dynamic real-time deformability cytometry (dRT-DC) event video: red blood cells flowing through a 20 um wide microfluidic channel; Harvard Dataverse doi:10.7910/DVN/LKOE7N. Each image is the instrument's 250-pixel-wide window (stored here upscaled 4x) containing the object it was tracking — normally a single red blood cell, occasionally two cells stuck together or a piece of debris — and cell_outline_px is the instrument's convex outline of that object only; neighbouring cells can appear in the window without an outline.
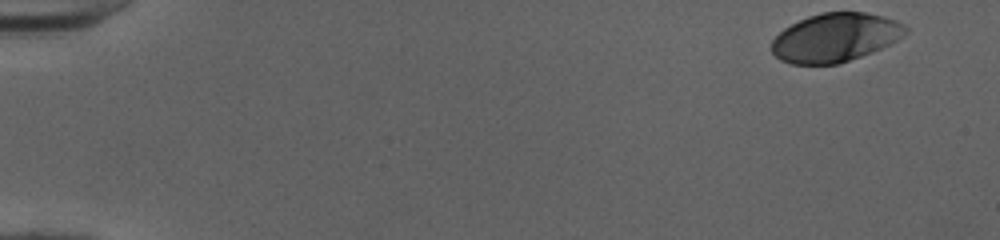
{"species": "human", "species_latin": "Homo sapiens", "temperature_condition": "cold", "stored_images_in_passage": 50, "camera_frame_rate_fps": 3000, "um_per_image_px": 0.085, "donor": {"sex": "female"}, "frame": {"image": 1, "passage_image": 1, "time_ms": 0.0, "image_size_px": [1000, 240], "cell_outline_px": [[908, 32], [904, 36], [872, 52], [840, 64], [792, 64], [780, 60], [772, 52], [772, 40], [784, 28], [808, 16], [820, 12], [864, 12], [884, 16], [896, 20], [904, 24], [908, 28]], "centroid_in_image_um": [71.01, 3.19], "position_along_channel_um": 14.0, "area_um2": 37.97}}
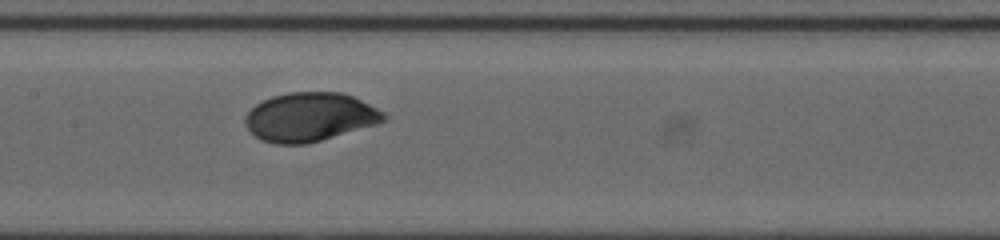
{"frame": {"image": 2, "passage_image": 25, "time_ms": 8.0, "image_size_px": [1000, 240], "cell_outline_px": [[388, 116], [380, 124], [320, 140], [304, 144], [276, 144], [264, 140], [256, 136], [248, 128], [244, 120], [248, 112], [256, 104], [272, 96], [288, 92], [340, 92], [352, 96], [384, 112]], "centroid_in_image_um": [26.36, 9.94], "position_along_channel_um": 181.0, "area_um2": 39.13}}
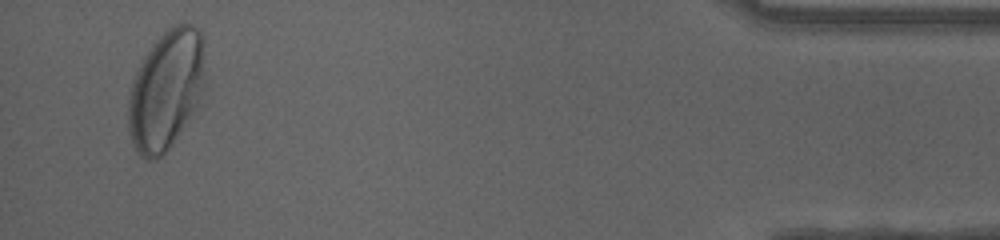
{"frame": {"image": 3, "passage_image": 48, "time_ms": 15.667, "image_size_px": [1000, 240], "cell_outline_px": [[204, 88], [192, 112], [168, 148], [160, 156], [152, 160], [148, 160], [140, 156], [132, 144], [128, 132], [128, 100], [132, 80], [140, 64], [148, 52], [160, 36], [172, 24], [192, 24], [200, 32], [204, 40]], "centroid_in_image_um": [14.1, 7.62], "position_along_channel_um": 421.1, "area_um2": 52.89}, "authors_computed_cell_mechanics": {"area_um2": 38.8705, "velocity_mm_per_s": 3.988, "shape_relaxation_time_tau1_ms": 3.3979, "shape_relaxation_time_tau2_ms": null, "deformation_change_tau1": 0.1513, "deformation_change_tau2": null}}